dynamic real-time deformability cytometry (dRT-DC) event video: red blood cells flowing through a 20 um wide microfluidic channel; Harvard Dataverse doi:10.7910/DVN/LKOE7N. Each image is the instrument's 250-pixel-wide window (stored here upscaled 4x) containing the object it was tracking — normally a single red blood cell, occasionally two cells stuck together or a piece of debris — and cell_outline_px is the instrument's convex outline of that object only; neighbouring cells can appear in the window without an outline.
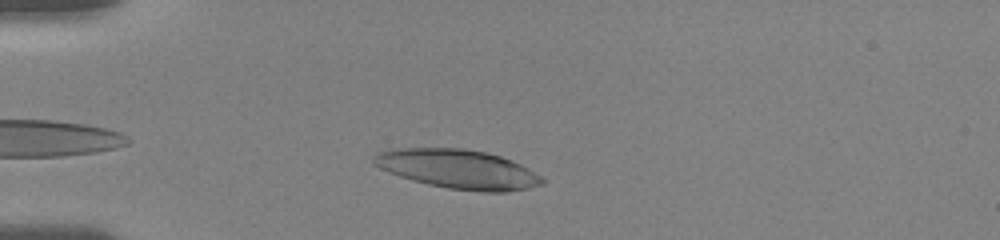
{"species": "human", "species_latin": "Homo sapiens", "temperature_condition": "room temperature", "stored_images_in_passage": 27, "camera_frame_rate_fps": 3000, "um_per_image_px": 0.085, "donor": {"sex": "female"}, "frame": {"image": 1, "passage_image": 6, "time_ms": 1.333, "image_size_px": [1000, 240], "cell_outline_px": [[544, 184], [528, 188], [508, 192], [484, 192], [448, 188], [428, 184], [412, 180], [388, 172], [372, 164], [372, 156], [376, 152], [388, 148], [464, 148], [484, 152], [500, 156], [512, 160], [528, 168], [540, 176], [544, 180]], "centroid_in_image_um": [38.88, 14.36], "position_along_channel_um": 46.1, "area_um2": 38.61}}
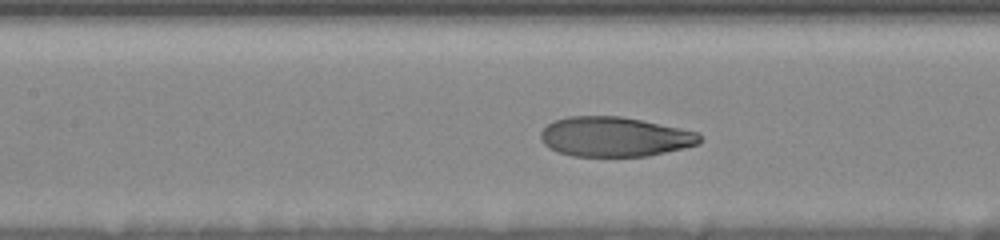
{"frame": {"image": 2, "passage_image": 19, "time_ms": 5.0, "image_size_px": [1000, 240], "cell_outline_px": [[700, 144], [684, 148], [648, 156], [572, 156], [556, 152], [548, 148], [540, 140], [540, 132], [548, 124], [556, 120], [568, 116], [620, 116], [700, 132]], "centroid_in_image_um": [52.22, 11.63], "position_along_channel_um": 155.2, "area_um2": 36.93}}
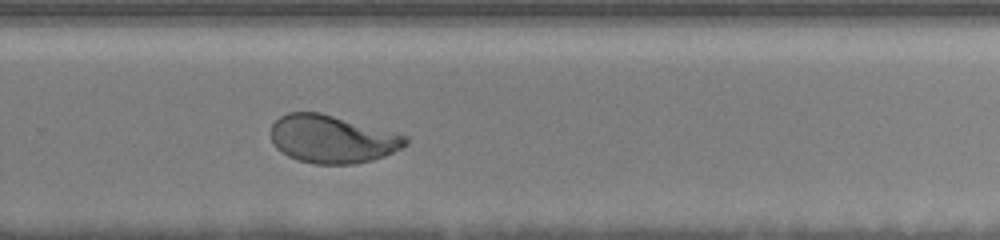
{"frame": {"image": 3, "passage_image": 27, "time_ms": 9.0, "image_size_px": [1000, 240], "cell_outline_px": [[408, 144], [384, 156], [372, 160], [352, 164], [312, 164], [296, 160], [288, 156], [276, 148], [272, 144], [272, 124], [280, 116], [288, 112], [320, 112], [408, 136]], "centroid_in_image_um": [28.21, 11.83], "position_along_channel_um": 301.6, "area_um2": 37.51}}